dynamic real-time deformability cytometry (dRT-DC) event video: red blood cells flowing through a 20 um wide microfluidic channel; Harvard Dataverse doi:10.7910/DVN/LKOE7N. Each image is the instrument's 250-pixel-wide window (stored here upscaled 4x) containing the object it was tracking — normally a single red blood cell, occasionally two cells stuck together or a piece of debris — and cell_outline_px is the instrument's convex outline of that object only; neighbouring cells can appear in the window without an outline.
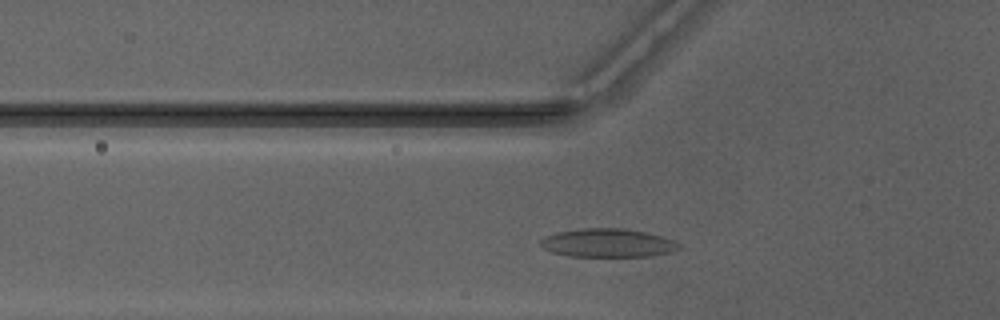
{"species": "Egyptian fruit bat (a non-hibernating species)", "species_latin": "Rousettus aegyptiacus", "temperature_condition": "warm", "stored_images_in_passage": 26, "camera_frame_rate_fps": 3000, "um_per_image_px": 0.085, "animal": {"sex": "male"}, "frame": {"image": 1, "passage_image": 2, "time_ms": 0.333, "image_size_px": [1000, 320], "cell_outline_px": [[684, 248], [672, 252], [652, 256], [568, 256], [552, 252], [544, 248], [540, 244], [540, 240], [544, 236], [556, 232], [580, 228], [620, 228], [648, 232], [664, 236], [676, 240]], "centroid_in_image_um": [51.73, 20.64], "position_along_channel_um": 74.1, "area_um2": 23.41}}
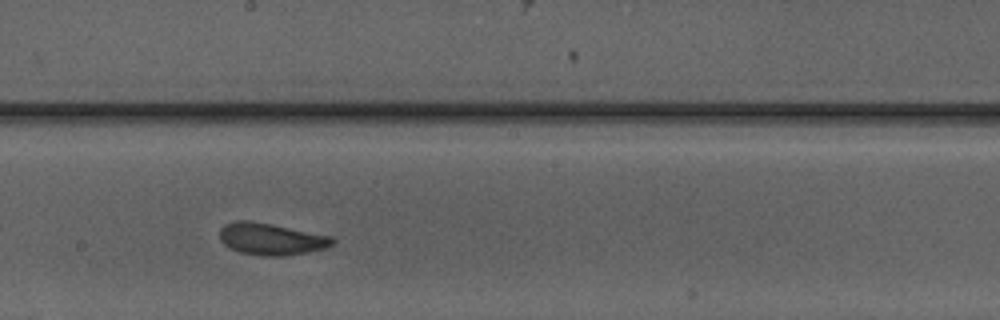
{"frame": {"image": 2, "passage_image": 13, "time_ms": 4.0, "image_size_px": [1000, 320], "cell_outline_px": [[336, 240], [332, 244], [324, 248], [284, 256], [264, 256], [240, 252], [224, 244], [220, 240], [220, 228], [224, 224], [236, 220], [248, 220], [272, 224], [332, 236]], "centroid_in_image_um": [23.02, 20.3], "position_along_channel_um": 225.2, "area_um2": 20.81}}
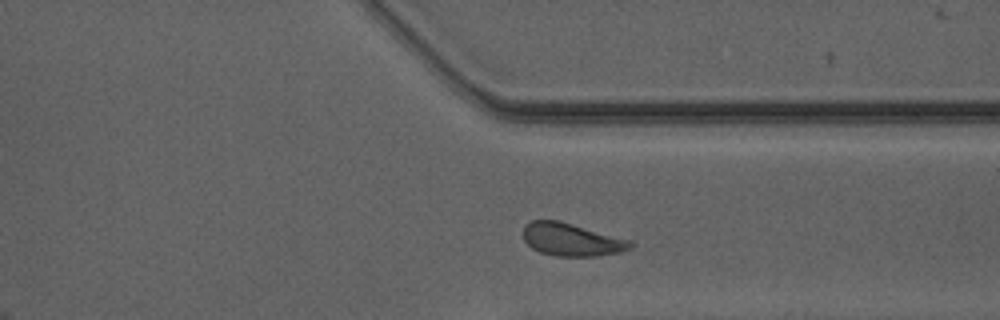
{"frame": {"image": 3, "passage_image": 23, "time_ms": 7.333, "image_size_px": [1000, 320], "cell_outline_px": [[636, 244], [632, 248], [620, 252], [596, 256], [556, 256], [540, 252], [532, 248], [524, 240], [524, 228], [532, 220], [560, 220], [632, 240]], "centroid_in_image_um": [48.65, 20.36], "position_along_channel_um": 362.8, "area_um2": 20.63}, "authors_computed_cell_mechanics": {"area_um2": 20.808, "velocity_mm_per_s": 4.1223, "shape_relaxation_time_tau1_ms": 2.7478, "shape_relaxation_time_tau2_ms": 0.8151, "deformation_change_tau1": 0.1021, "deformation_change_tau2": 0.0515}}